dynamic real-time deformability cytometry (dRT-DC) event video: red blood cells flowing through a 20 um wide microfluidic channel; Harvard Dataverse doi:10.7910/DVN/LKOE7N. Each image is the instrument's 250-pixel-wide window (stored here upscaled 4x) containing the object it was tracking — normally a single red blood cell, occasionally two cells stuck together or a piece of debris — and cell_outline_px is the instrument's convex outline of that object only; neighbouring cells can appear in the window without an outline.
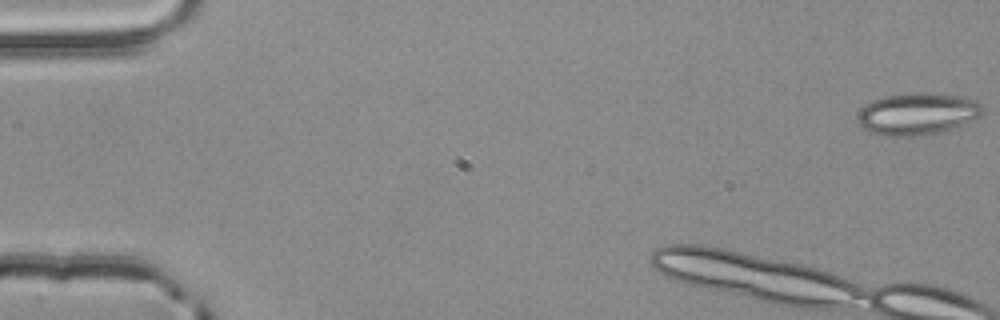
{"species": "common noctule bat (a hibernating species)", "species_latin": "Nyctalus noctula", "temperature_condition": "room temperature", "stored_images_in_passage": 7, "camera_frame_rate_fps": 3000, "um_per_image_px": 0.085, "animal": {"sex": "male", "body_mass_g": 20.4}, "frame": {"image": 1, "passage_image": 1, "time_ms": 0.0, "image_size_px": [1000, 320], "cell_outline_px": [[984, 112], [980, 116], [952, 128], [940, 132], [920, 136], [880, 136], [864, 128], [856, 120], [856, 116], [860, 108], [864, 104], [872, 100], [884, 96], [916, 92], [924, 92], [964, 96], [976, 100], [984, 108]], "centroid_in_image_um": [77.95, 9.66], "position_along_channel_um": 7.0, "area_um2": 30.92}}